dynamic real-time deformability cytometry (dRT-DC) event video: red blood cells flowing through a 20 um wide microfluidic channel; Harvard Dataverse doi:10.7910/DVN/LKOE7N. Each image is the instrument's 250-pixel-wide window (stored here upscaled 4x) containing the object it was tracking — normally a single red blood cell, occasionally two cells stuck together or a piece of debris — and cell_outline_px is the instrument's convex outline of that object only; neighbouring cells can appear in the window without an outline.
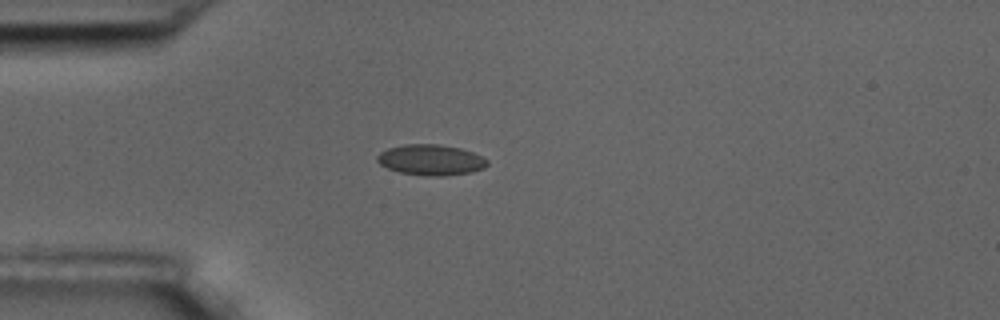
{"species": "common noctule bat (a hibernating species)", "species_latin": "Nyctalus noctula", "temperature_condition": "room temperature", "stored_images_in_passage": 11, "camera_frame_rate_fps": 3000, "um_per_image_px": 0.085, "animal": {"sex": "male", "body_mass_g": 17.5, "forearm_length_mm": 52.3}, "frame": {"image": 1, "passage_image": 4, "time_ms": 4.333, "image_size_px": [1000, 320], "cell_outline_px": [[488, 164], [484, 168], [472, 172], [444, 176], [428, 176], [400, 172], [388, 168], [380, 164], [376, 160], [376, 156], [380, 152], [388, 148], [404, 144], [436, 144], [460, 148], [472, 152], [488, 160]], "centroid_in_image_um": [36.61, 13.59], "position_along_channel_um": 48.4, "area_um2": 19.65}}
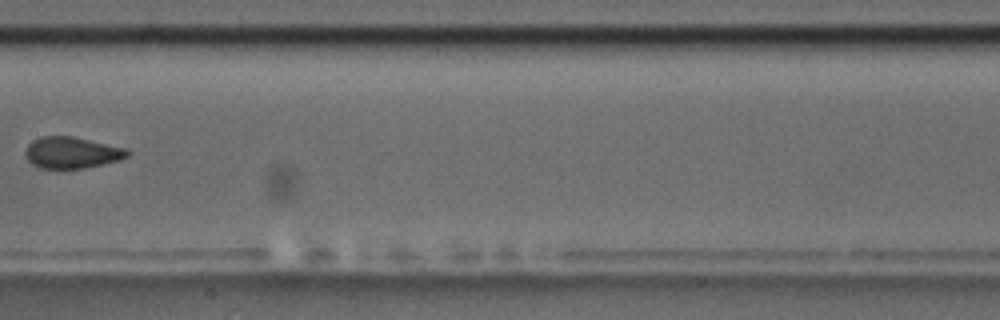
{"frame": {"image": 2, "passage_image": 8, "time_ms": 9.0, "image_size_px": [1000, 320], "cell_outline_px": [[128, 156], [120, 160], [104, 164], [84, 168], [40, 168], [32, 164], [28, 160], [24, 152], [28, 144], [32, 140], [40, 136], [72, 136], [128, 148]], "centroid_in_image_um": [6.1, 12.96], "position_along_channel_um": 201.3, "area_um2": 18.79}}
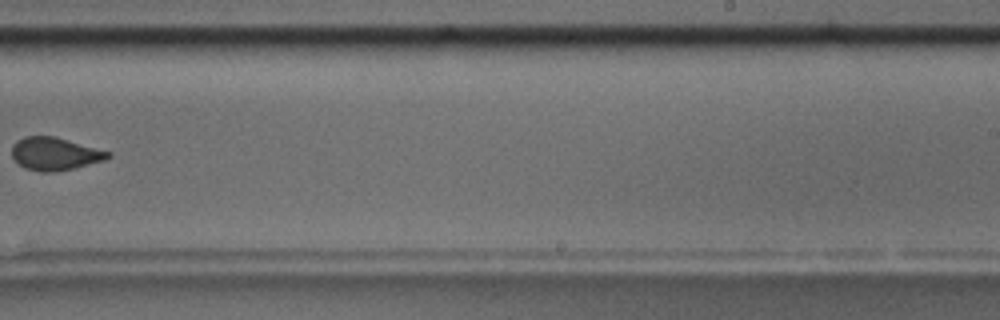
{"frame": {"image": 3, "passage_image": 10, "time_ms": 11.333, "image_size_px": [1000, 320], "cell_outline_px": [[112, 156], [104, 160], [72, 168], [52, 172], [44, 172], [24, 168], [12, 156], [12, 144], [16, 140], [24, 136], [56, 136], [112, 152]], "centroid_in_image_um": [4.66, 13.05], "position_along_channel_um": 284.3, "area_um2": 18.38}}